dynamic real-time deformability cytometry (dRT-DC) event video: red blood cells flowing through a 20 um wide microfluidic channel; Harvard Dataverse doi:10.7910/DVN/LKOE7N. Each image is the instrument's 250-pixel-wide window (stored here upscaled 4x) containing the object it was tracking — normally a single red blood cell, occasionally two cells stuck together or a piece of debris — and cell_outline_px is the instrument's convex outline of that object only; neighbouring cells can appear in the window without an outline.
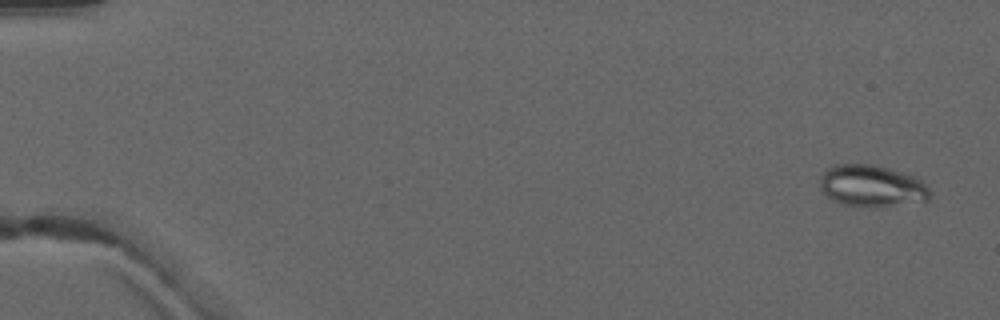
{"species": "common noctule bat (a hibernating species)", "species_latin": "Nyctalus noctula", "temperature_condition": "warm", "stored_images_in_passage": 4, "camera_frame_rate_fps": 3000, "um_per_image_px": 0.085, "animal": {"sex": "male", "forearm_length_mm": 52.5}, "frame": {"image": 1, "passage_image": 1, "time_ms": 0.0, "image_size_px": [1000, 320], "cell_outline_px": [[932, 196], [928, 200], [884, 208], [872, 208], [844, 204], [828, 196], [820, 188], [820, 176], [828, 168], [836, 164], [876, 164], [904, 172], [920, 180], [932, 192]], "centroid_in_image_um": [74.15, 15.81], "position_along_channel_um": 10.9, "area_um2": 27.11}}